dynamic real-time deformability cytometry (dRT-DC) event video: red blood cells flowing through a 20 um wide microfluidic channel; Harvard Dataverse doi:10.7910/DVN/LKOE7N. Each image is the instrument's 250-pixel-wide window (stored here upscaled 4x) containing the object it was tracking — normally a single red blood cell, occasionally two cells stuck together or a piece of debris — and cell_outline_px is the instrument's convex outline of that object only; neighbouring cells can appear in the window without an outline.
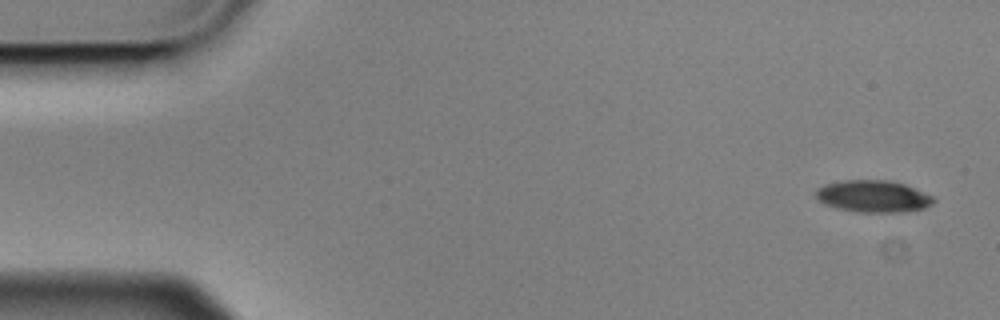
{"species": "Egyptian fruit bat (a non-hibernating species)", "species_latin": "Rousettus aegyptiacus", "temperature_condition": "cold", "stored_images_in_passage": 4, "camera_frame_rate_fps": 3000, "um_per_image_px": 0.085, "animal": {"sex": "male"}, "frame": {"image": 1, "passage_image": 1, "time_ms": 0.0, "image_size_px": [1000, 320], "cell_outline_px": [[936, 200], [932, 204], [924, 208], [900, 212], [860, 212], [840, 208], [824, 204], [816, 196], [816, 188], [824, 184], [844, 180], [892, 180], [904, 184], [932, 196]], "centroid_in_image_um": [74.22, 16.67], "position_along_channel_um": 10.8, "area_um2": 21.73}}
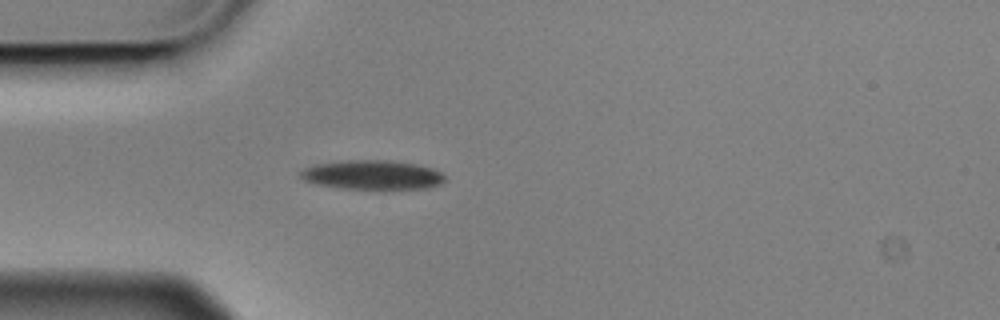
{"frame": {"image": 2, "passage_image": 4, "time_ms": 1.0, "image_size_px": [1000, 320], "cell_outline_px": [[444, 180], [440, 184], [428, 188], [344, 188], [316, 184], [304, 180], [300, 176], [300, 172], [304, 168], [316, 164], [348, 160], [392, 160], [416, 164], [432, 168], [440, 172], [444, 176]], "centroid_in_image_um": [31.65, 14.85], "position_along_channel_um": 53.4, "area_um2": 24.28}}